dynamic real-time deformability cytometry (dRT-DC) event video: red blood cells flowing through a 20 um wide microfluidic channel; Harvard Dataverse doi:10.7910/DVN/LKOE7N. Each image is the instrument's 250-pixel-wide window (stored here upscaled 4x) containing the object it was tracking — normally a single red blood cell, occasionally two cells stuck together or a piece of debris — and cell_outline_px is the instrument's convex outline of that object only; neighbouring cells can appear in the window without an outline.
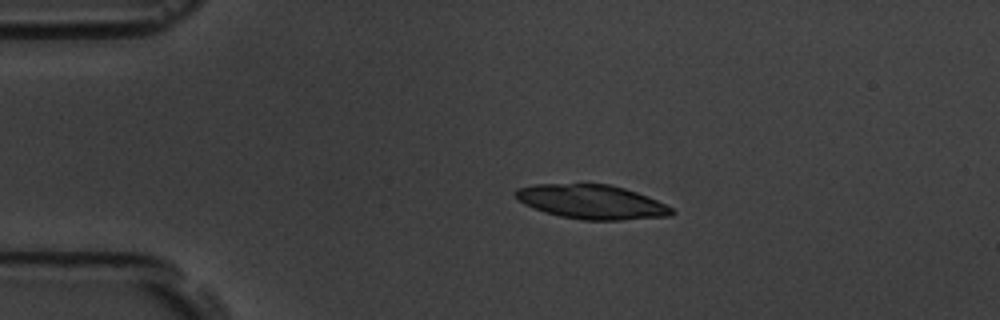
{"species": "common noctule bat (a hibernating species)", "species_latin": "Nyctalus noctula", "temperature_condition": "room temperature", "stored_images_in_passage": 4, "camera_frame_rate_fps": 3000, "um_per_image_px": 0.085, "animal": {"sex": "male", "body_mass_g": 19.5, "forearm_length_mm": 54.6}, "frame": {"image": 1, "passage_image": 3, "time_ms": 2.333, "image_size_px": [1000, 320], "cell_outline_px": [[676, 212], [672, 216], [620, 220], [580, 220], [560, 216], [544, 212], [524, 204], [512, 192], [516, 188], [536, 184], [608, 184], [624, 188], [648, 196], [672, 208]], "centroid_in_image_um": [50.29, 17.16], "position_along_channel_um": 34.7, "area_um2": 31.15}}